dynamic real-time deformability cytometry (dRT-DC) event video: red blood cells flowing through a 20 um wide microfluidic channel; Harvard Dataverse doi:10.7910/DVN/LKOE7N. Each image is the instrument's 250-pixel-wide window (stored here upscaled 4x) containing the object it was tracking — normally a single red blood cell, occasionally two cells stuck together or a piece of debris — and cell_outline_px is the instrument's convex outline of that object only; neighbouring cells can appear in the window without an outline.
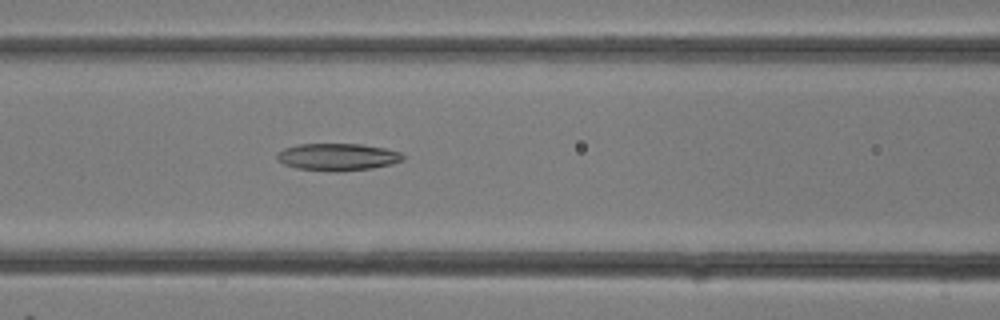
{"species": "common noctule bat (a hibernating species)", "species_latin": "Nyctalus noctula", "temperature_condition": "room temperature", "stored_images_in_passage": 13, "camera_frame_rate_fps": 3000, "um_per_image_px": 0.085, "animal": {"sex": "female"}, "frame": {"image": 1, "passage_image": 13, "time_ms": 4.0, "image_size_px": [1000, 320], "cell_outline_px": [[404, 160], [392, 164], [372, 168], [336, 172], [296, 168], [284, 164], [276, 156], [276, 152], [284, 148], [296, 144], [360, 144], [384, 148], [400, 152], [404, 156]], "centroid_in_image_um": [28.69, 13.34], "position_along_channel_um": 137.9, "area_um2": 20.0}}